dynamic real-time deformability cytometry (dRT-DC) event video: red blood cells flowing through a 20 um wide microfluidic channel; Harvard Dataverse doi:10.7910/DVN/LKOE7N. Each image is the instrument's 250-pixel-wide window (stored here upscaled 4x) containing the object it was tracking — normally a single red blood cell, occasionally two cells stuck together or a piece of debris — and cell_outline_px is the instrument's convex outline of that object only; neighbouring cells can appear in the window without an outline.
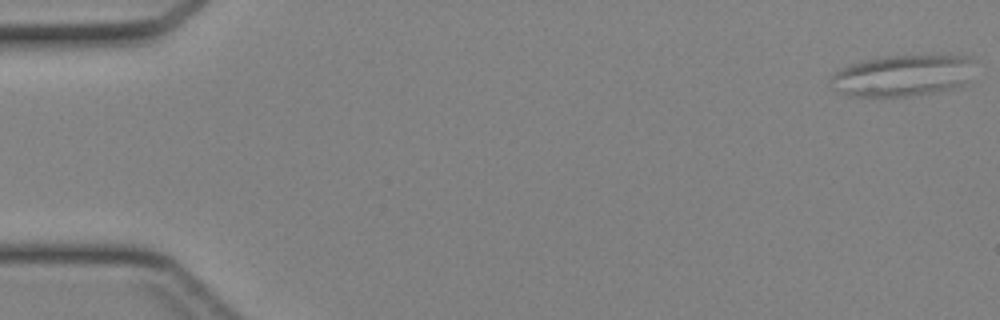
{"species": "Egyptian fruit bat (a non-hibernating species)", "species_latin": "Rousettus aegyptiacus", "temperature_condition": "cold", "stored_images_in_passage": 44, "camera_frame_rate_fps": 3000, "um_per_image_px": 0.085, "animal": {"sex": "female"}, "frame": {"image": 1, "passage_image": 1, "time_ms": 0.0, "image_size_px": [1000, 320], "cell_outline_px": [[972, 60], [964, 84], [960, 88], [904, 96], [848, 96], [832, 88], [828, 84], [828, 80], [840, 68], [864, 60], [880, 56], [968, 56]], "centroid_in_image_um": [76.61, 6.43], "position_along_channel_um": 8.4, "area_um2": 34.33}}
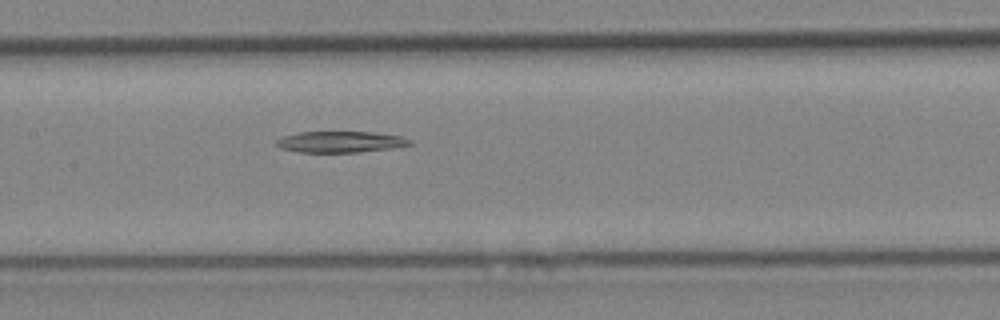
{"frame": {"image": 2, "passage_image": 22, "time_ms": 7.0, "image_size_px": [1000, 320], "cell_outline_px": [[412, 144], [392, 148], [356, 152], [296, 152], [280, 148], [276, 144], [276, 140], [284, 136], [300, 132], [372, 132], [400, 136], [412, 140]], "centroid_in_image_um": [28.92, 12.06], "position_along_channel_um": 178.5, "area_um2": 16.36}}
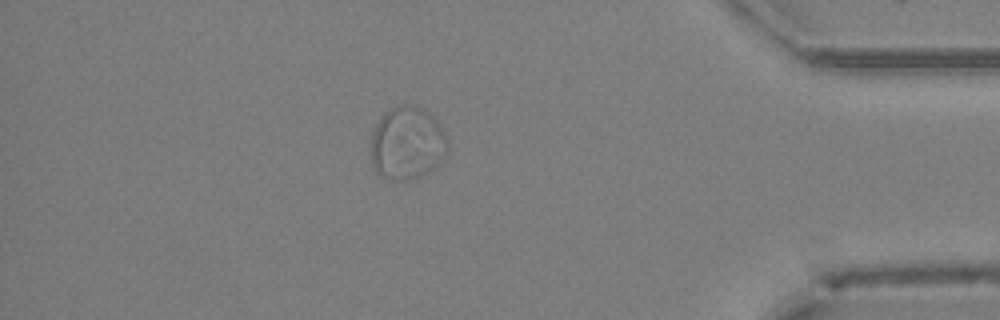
{"frame": {"image": 3, "passage_image": 39, "time_ms": 12.667, "image_size_px": [1000, 320], "cell_outline_px": [[448, 148], [444, 156], [428, 172], [412, 180], [388, 180], [376, 172], [372, 168], [372, 132], [380, 116], [388, 108], [400, 104], [412, 104], [424, 108], [440, 124], [448, 140]], "centroid_in_image_um": [34.59, 12.15], "position_along_channel_um": 400.6, "area_um2": 33.0}}